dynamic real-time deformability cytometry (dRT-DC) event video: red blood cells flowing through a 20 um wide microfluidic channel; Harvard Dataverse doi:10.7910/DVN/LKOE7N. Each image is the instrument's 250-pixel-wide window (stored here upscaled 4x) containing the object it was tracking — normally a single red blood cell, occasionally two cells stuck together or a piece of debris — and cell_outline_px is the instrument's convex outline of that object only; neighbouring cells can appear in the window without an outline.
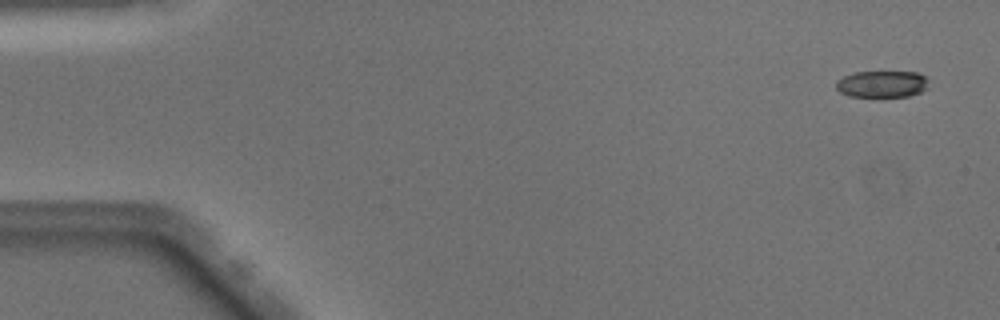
{"species": "Egyptian fruit bat (a non-hibernating species)", "species_latin": "Rousettus aegyptiacus", "temperature_condition": "warm", "stored_images_in_passage": 50, "camera_frame_rate_fps": 3000, "um_per_image_px": 0.085, "animal": {"sex": "male"}, "frame": {"image": 1, "passage_image": 2, "time_ms": 0.333, "image_size_px": [1000, 320], "cell_outline_px": [[928, 88], [920, 92], [908, 96], [848, 96], [840, 92], [836, 88], [836, 80], [844, 76], [856, 72], [916, 72], [928, 76]], "centroid_in_image_um": [75.0, 7.13], "position_along_channel_um": 10.0, "area_um2": 14.45}}
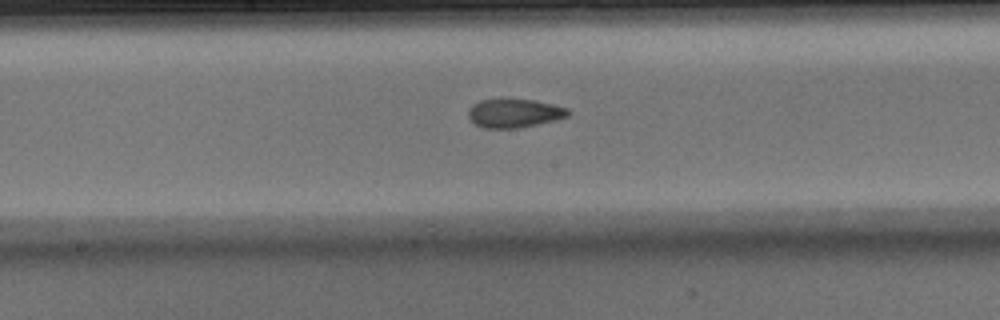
{"frame": {"image": 2, "passage_image": 26, "time_ms": 8.333, "image_size_px": [1000, 320], "cell_outline_px": [[572, 112], [568, 116], [556, 120], [520, 128], [484, 128], [476, 124], [468, 116], [468, 112], [472, 104], [480, 100], [500, 96], [532, 100], [552, 104], [568, 108]], "centroid_in_image_um": [43.71, 9.58], "position_along_channel_um": 204.5, "area_um2": 17.28}}
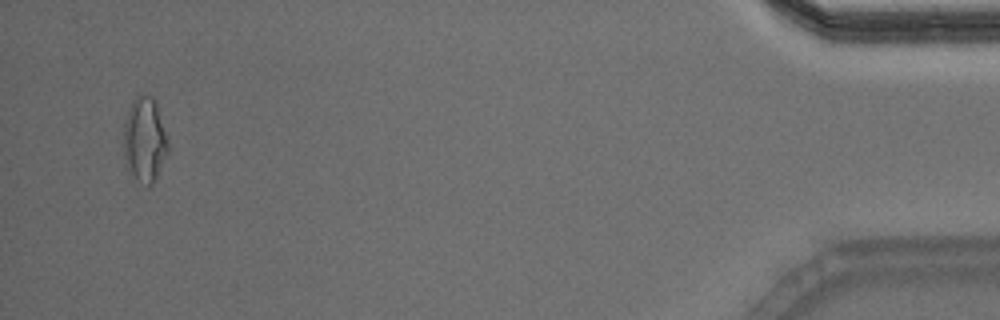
{"frame": {"image": 3, "passage_image": 48, "time_ms": 15.667, "image_size_px": [1000, 320], "cell_outline_px": [[168, 152], [156, 180], [152, 184], [148, 184], [136, 180], [124, 164], [124, 120], [128, 108], [132, 100], [140, 92], [152, 96], [156, 100], [168, 140]], "centroid_in_image_um": [12.29, 11.83], "position_along_channel_um": 422.9, "area_um2": 22.43}, "authors_computed_cell_mechanics": {"area_um2": 16.9932, "velocity_mm_per_s": 4.0745, "shape_relaxation_time_tau1_ms": 9.4857, "shape_relaxation_time_tau2_ms": 1.8434, "deformation_change_tau1": 0.2325, "deformation_change_tau2": 0.0792}}